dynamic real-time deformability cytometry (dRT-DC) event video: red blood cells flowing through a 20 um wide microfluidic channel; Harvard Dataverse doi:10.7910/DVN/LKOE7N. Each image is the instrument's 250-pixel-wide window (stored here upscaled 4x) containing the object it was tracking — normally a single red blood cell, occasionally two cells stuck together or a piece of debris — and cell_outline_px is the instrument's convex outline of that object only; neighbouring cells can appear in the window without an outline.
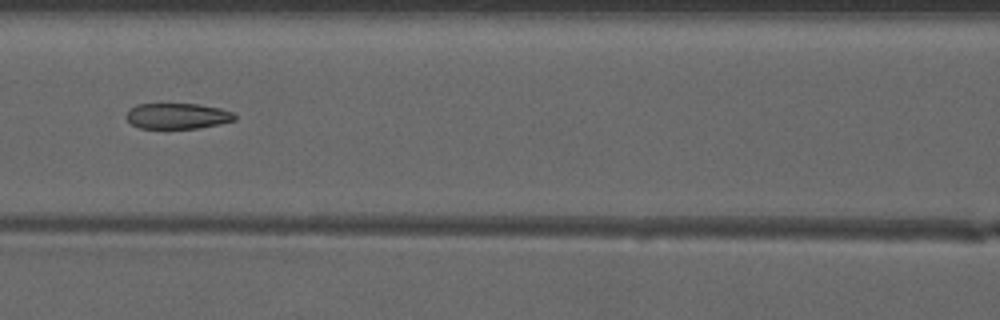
{"species": "common noctule bat (a hibernating species)", "species_latin": "Nyctalus noctula", "temperature_condition": "warm", "stored_images_in_passage": 50, "camera_frame_rate_fps": 3000, "um_per_image_px": 0.085, "animal": {"sex": "male", "forearm_length_mm": 52.5}, "frame": {"image": 1, "passage_image": 23, "time_ms": 7.333, "image_size_px": [1000, 320], "cell_outline_px": [[236, 120], [200, 128], [140, 128], [132, 124], [124, 116], [128, 108], [136, 104], [196, 104], [220, 108], [232, 112], [236, 116]], "centroid_in_image_um": [15.04, 9.85], "position_along_channel_um": 151.6, "area_um2": 16.3}}
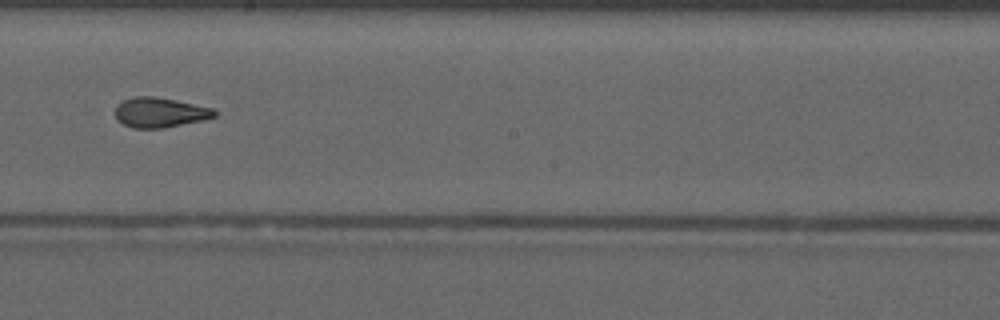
{"frame": {"image": 2, "passage_image": 29, "time_ms": 9.333, "image_size_px": [1000, 320], "cell_outline_px": [[216, 116], [200, 120], [164, 128], [132, 128], [116, 120], [116, 104], [132, 96], [152, 96], [176, 100], [216, 108]], "centroid_in_image_um": [13.58, 9.55], "position_along_channel_um": 234.6, "area_um2": 17.34}}
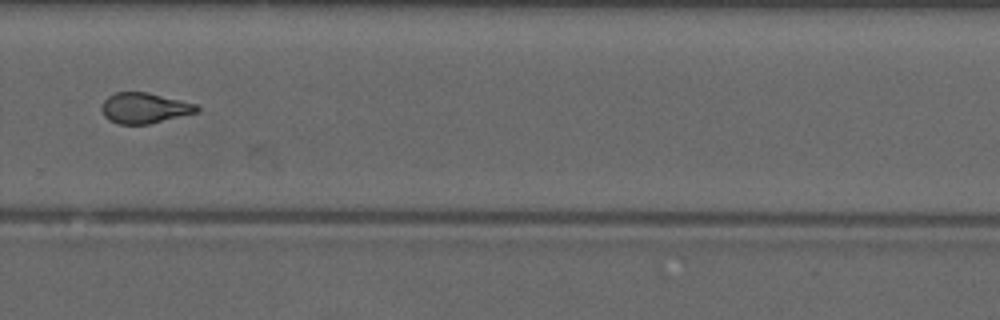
{"frame": {"image": 3, "passage_image": 35, "time_ms": 11.333, "image_size_px": [1000, 320], "cell_outline_px": [[200, 108], [196, 112], [148, 124], [116, 124], [108, 120], [104, 116], [104, 100], [108, 96], [116, 92], [148, 92], [196, 104]], "centroid_in_image_um": [12.27, 9.18], "position_along_channel_um": 317.5, "area_um2": 16.65}, "authors_computed_cell_mechanics": {"area_um2": 17.6579, "velocity_mm_per_s": 4.1618, "shape_relaxation_time_tau1_ms": null, "shape_relaxation_time_tau2_ms": 1.725, "deformation_change_tau1": null, "deformation_change_tau2": 0.0959}}